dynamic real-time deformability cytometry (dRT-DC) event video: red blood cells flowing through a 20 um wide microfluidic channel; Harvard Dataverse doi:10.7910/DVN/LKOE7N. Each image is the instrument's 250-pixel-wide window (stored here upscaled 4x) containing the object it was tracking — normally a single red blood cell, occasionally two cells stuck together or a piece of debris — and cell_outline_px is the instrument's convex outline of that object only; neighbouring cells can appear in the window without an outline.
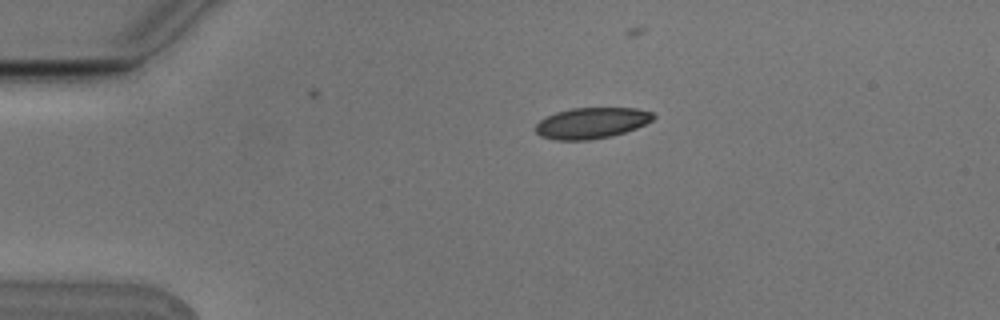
{"species": "Egyptian fruit bat (a non-hibernating species)", "species_latin": "Rousettus aegyptiacus", "temperature_condition": "cold", "stored_images_in_passage": 4, "camera_frame_rate_fps": 3000, "um_per_image_px": 0.085, "animal": {"sex": "male"}, "frame": {"image": 1, "passage_image": 1, "time_ms": 0.0, "image_size_px": [1000, 320], "cell_outline_px": [[656, 116], [652, 120], [636, 128], [612, 136], [588, 140], [556, 140], [540, 136], [536, 132], [536, 124], [540, 120], [556, 112], [572, 108], [636, 108], [652, 112]], "centroid_in_image_um": [50.28, 10.46], "position_along_channel_um": 34.7, "area_um2": 21.15}}
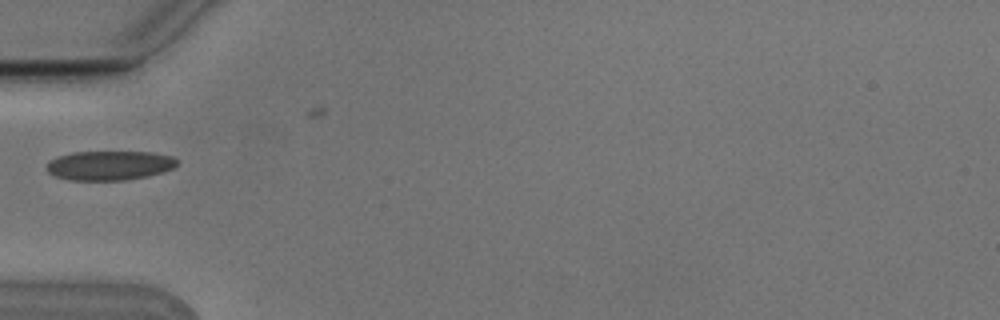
{"frame": {"image": 2, "passage_image": 3, "time_ms": 0.667, "image_size_px": [1000, 320], "cell_outline_px": [[180, 160], [172, 168], [148, 176], [128, 180], [68, 180], [56, 176], [48, 172], [44, 168], [48, 160], [56, 156], [72, 152], [152, 152], [172, 156]], "centroid_in_image_um": [9.25, 14.06], "position_along_channel_um": 75.7, "area_um2": 22.54}}